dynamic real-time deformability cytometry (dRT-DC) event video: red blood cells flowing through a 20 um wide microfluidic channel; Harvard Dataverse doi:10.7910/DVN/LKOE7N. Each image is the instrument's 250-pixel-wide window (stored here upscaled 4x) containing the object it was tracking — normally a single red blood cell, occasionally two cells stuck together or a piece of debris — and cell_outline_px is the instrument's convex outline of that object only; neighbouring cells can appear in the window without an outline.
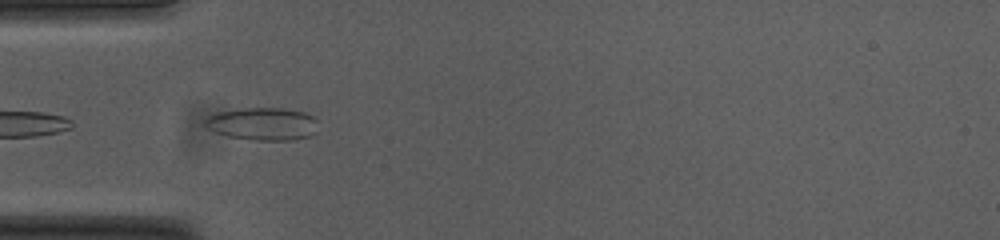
{"species": "common noctule bat (a hibernating species)", "species_latin": "Nyctalus noctula", "temperature_condition": "cold", "stored_images_in_passage": 9, "camera_frame_rate_fps": 3000, "um_per_image_px": 0.085, "animal": {"sex": "female", "body_mass_g": 23.0, "forearm_length_mm": 53.4}, "frame": {"image": 1, "passage_image": 2, "time_ms": 0.333, "image_size_px": [1000, 240], "cell_outline_px": [[316, 132], [312, 136], [292, 140], [256, 140], [228, 136], [216, 132], [208, 128], [204, 124], [204, 120], [208, 116], [220, 112], [240, 108], [280, 108], [304, 112], [312, 116], [316, 120]], "centroid_in_image_um": [22.34, 10.53], "position_along_channel_um": 62.7, "area_um2": 21.44}}